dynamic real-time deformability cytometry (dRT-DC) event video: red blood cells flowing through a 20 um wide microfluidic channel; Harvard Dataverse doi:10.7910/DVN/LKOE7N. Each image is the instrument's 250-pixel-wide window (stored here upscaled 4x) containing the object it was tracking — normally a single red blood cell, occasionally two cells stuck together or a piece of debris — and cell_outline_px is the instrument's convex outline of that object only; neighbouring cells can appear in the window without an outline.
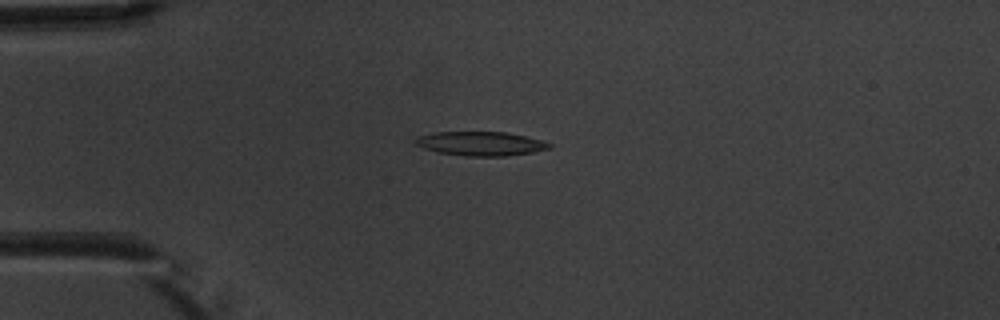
{"species": "common noctule bat (a hibernating species)", "species_latin": "Nyctalus noctula", "temperature_condition": "warm", "stored_images_in_passage": 7, "camera_frame_rate_fps": 3000, "um_per_image_px": 0.085, "animal": {"sex": "male", "body_mass_g": 20.1, "forearm_length_mm": 53.5}, "frame": {"image": 1, "passage_image": 3, "time_ms": 2.333, "image_size_px": [1000, 320], "cell_outline_px": [[552, 148], [532, 152], [504, 156], [464, 156], [440, 152], [424, 148], [416, 144], [412, 140], [416, 136], [436, 132], [508, 132], [540, 140], [552, 144]], "centroid_in_image_um": [40.84, 12.2], "position_along_channel_um": 44.2, "area_um2": 18.73}}
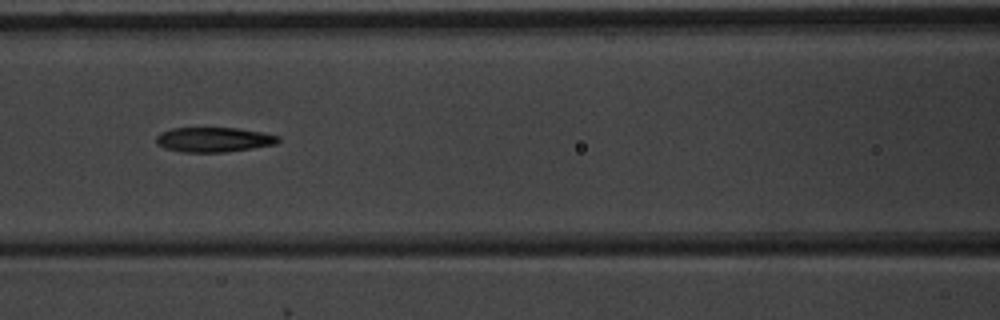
{"frame": {"image": 2, "passage_image": 6, "time_ms": 5.667, "image_size_px": [1000, 320], "cell_outline_px": [[280, 140], [276, 144], [252, 148], [224, 152], [180, 152], [164, 148], [156, 144], [156, 136], [160, 132], [172, 128], [236, 128], [264, 132], [280, 136]], "centroid_in_image_um": [18.16, 11.87], "position_along_channel_um": 148.4, "area_um2": 17.74}}
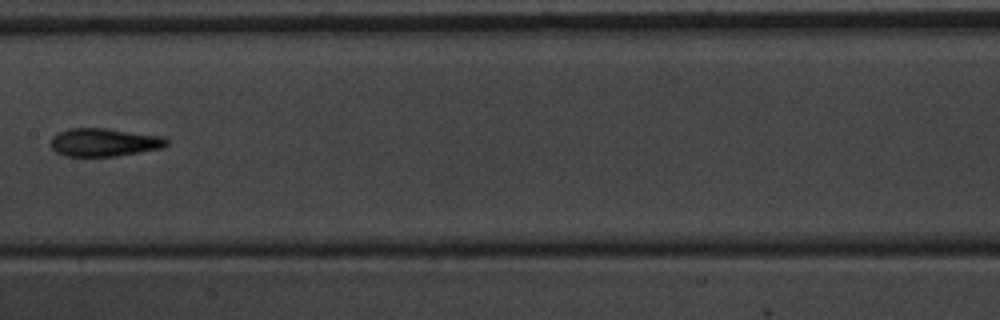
{"frame": {"image": 3, "passage_image": 7, "time_ms": 7.0, "image_size_px": [1000, 320], "cell_outline_px": [[168, 144], [164, 148], [116, 156], [64, 156], [56, 152], [48, 144], [52, 136], [56, 132], [68, 128], [108, 128], [164, 136], [168, 140]], "centroid_in_image_um": [8.83, 12.09], "position_along_channel_um": 198.6, "area_um2": 19.42}}